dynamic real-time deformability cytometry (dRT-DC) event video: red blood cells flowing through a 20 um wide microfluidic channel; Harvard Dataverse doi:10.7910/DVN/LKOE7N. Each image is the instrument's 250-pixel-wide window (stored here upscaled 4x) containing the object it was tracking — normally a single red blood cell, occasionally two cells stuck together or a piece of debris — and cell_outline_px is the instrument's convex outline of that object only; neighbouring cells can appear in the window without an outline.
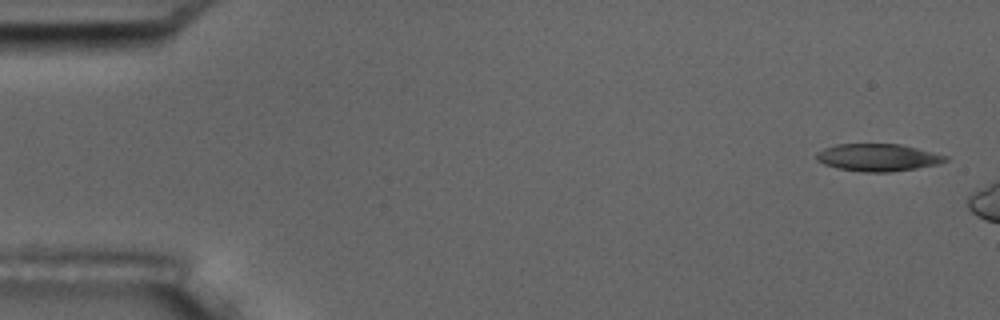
{"species": "common noctule bat (a hibernating species)", "species_latin": "Nyctalus noctula", "temperature_condition": "room temperature", "stored_images_in_passage": 3, "camera_frame_rate_fps": 3000, "um_per_image_px": 0.085, "animal": {"sex": "male", "body_mass_g": 17.5, "forearm_length_mm": 52.3}, "frame": {"image": 1, "passage_image": 1, "time_ms": 0.0, "image_size_px": [1000, 320], "cell_outline_px": [[948, 160], [936, 164], [916, 168], [888, 172], [864, 172], [836, 168], [824, 164], [816, 160], [816, 152], [824, 148], [836, 144], [900, 144], [948, 156]], "centroid_in_image_um": [74.57, 13.38], "position_along_channel_um": 10.4, "area_um2": 20.46}}